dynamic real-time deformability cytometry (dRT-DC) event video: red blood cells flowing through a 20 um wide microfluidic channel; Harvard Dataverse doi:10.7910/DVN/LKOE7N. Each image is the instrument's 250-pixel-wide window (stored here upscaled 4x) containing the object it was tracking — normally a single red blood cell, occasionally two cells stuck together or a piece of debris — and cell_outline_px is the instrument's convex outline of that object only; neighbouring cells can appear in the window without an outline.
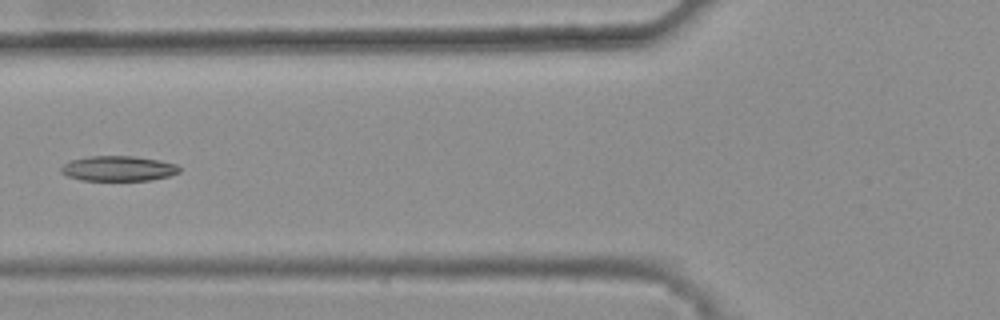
{"species": "common noctule bat (a hibernating species)", "species_latin": "Nyctalus noctula", "temperature_condition": "warm", "stored_images_in_passage": 5, "camera_frame_rate_fps": 3000, "um_per_image_px": 0.085, "animal": {"sex": "female", "body_mass_g": 25.1}, "frame": {"image": 1, "passage_image": 5, "time_ms": 1.333, "image_size_px": [1000, 320], "cell_outline_px": [[180, 172], [168, 176], [152, 180], [80, 180], [68, 176], [60, 172], [60, 168], [68, 160], [88, 156], [136, 156], [160, 160], [176, 164], [180, 168]], "centroid_in_image_um": [10.04, 14.31], "position_along_channel_um": 115.8, "area_um2": 17.46}}